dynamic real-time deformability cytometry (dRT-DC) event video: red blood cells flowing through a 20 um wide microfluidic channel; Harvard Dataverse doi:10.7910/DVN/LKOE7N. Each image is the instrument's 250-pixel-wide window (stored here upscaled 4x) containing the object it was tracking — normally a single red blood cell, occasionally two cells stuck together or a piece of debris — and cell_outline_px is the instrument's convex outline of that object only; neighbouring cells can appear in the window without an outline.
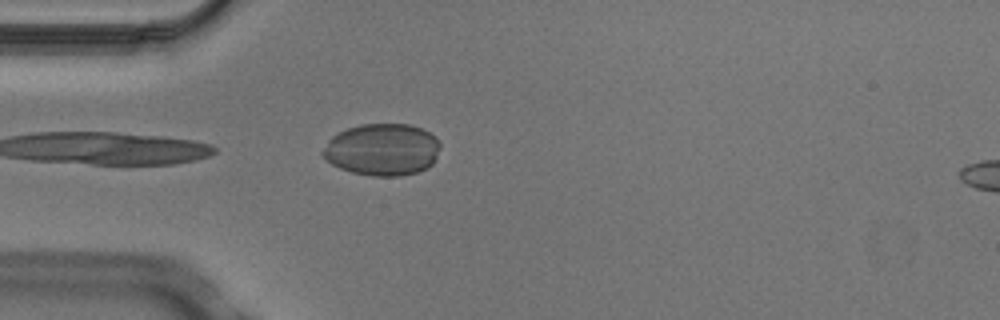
{"species": "Egyptian fruit bat (a non-hibernating species)", "species_latin": "Rousettus aegyptiacus", "temperature_condition": "cold", "stored_images_in_passage": 3, "segment_of_instrument_passage": [1, 2], "camera_frame_rate_fps": 3000, "um_per_image_px": 0.085, "animal": {"sex": "male"}, "frame": {"image": 1, "passage_image": 2, "time_ms": 0.333, "image_size_px": [1000, 320], "cell_outline_px": [[440, 148], [432, 164], [428, 168], [416, 172], [400, 176], [372, 176], [352, 172], [340, 168], [332, 164], [320, 152], [328, 140], [332, 136], [348, 128], [360, 124], [408, 124], [420, 128], [436, 136], [440, 144]], "centroid_in_image_um": [32.5, 12.71], "position_along_channel_um": 52.5, "area_um2": 35.6}}